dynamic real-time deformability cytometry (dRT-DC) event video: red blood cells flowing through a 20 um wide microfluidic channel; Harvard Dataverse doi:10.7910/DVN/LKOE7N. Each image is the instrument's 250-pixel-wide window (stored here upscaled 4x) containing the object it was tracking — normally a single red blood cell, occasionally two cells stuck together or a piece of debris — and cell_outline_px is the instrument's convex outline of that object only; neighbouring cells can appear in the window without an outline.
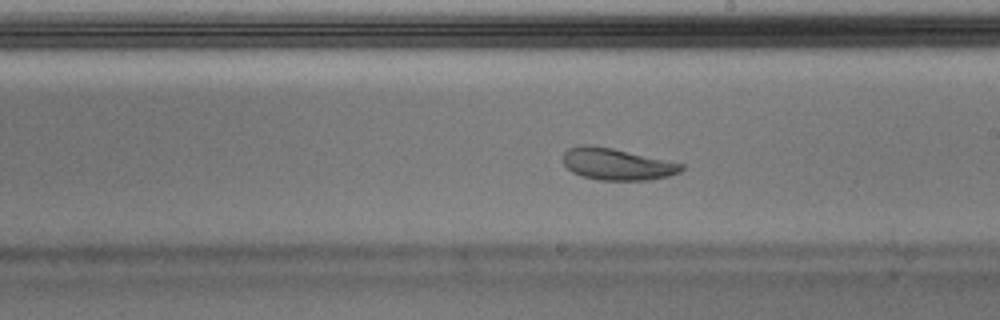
{"species": "Egyptian fruit bat (a non-hibernating species)", "species_latin": "Rousettus aegyptiacus", "temperature_condition": "warm", "stored_images_in_passage": 52, "camera_frame_rate_fps": 3000, "um_per_image_px": 0.085, "animal": {"sex": "male"}, "frame": {"image": 1, "passage_image": 30, "time_ms": 9.667, "image_size_px": [1000, 320], "cell_outline_px": [[684, 168], [680, 172], [668, 176], [648, 180], [596, 180], [580, 176], [572, 172], [564, 164], [564, 152], [568, 148], [580, 144], [588, 144], [612, 148], [684, 164]], "centroid_in_image_um": [52.41, 13.95], "position_along_channel_um": 236.6, "area_um2": 21.91}, "authors_computed_cell_mechanics": {"area_um2": 24.276, "velocity_mm_per_s": 3.9651, "shape_relaxation_time_tau1_ms": 4.2533, "shape_relaxation_time_tau2_ms": 2.1886, "deformation_change_tau1": 0.1457, "deformation_change_tau2": 0.0854}}